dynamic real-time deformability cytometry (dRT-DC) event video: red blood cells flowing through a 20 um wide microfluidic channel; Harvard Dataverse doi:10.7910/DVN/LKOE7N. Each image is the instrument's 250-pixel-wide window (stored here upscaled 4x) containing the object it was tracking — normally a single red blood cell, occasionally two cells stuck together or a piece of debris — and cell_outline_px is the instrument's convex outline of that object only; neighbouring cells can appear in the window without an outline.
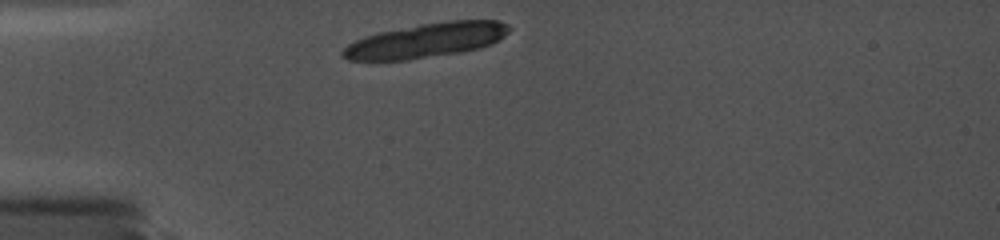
{"species": "common noctule bat (a hibernating species)", "species_latin": "Nyctalus noctula", "temperature_condition": "cold", "stored_images_in_passage": 1, "camera_frame_rate_fps": 5000, "um_per_image_px": 0.085, "animal": {"sex": "female", "body_mass_g": 19.0, "forearm_length_mm": 56.7}, "frame": {"image": 1, "passage_image": 1, "time_ms": 0.0, "image_size_px": [1000, 240], "cell_outline_px": [[512, 28], [504, 36], [488, 44], [476, 48], [456, 52], [404, 60], [348, 60], [340, 52], [348, 44], [364, 36], [380, 32], [420, 24], [448, 20], [500, 20], [508, 24]], "centroid_in_image_um": [36.22, 3.41], "position_along_channel_um": 48.8, "area_um2": 32.83}}